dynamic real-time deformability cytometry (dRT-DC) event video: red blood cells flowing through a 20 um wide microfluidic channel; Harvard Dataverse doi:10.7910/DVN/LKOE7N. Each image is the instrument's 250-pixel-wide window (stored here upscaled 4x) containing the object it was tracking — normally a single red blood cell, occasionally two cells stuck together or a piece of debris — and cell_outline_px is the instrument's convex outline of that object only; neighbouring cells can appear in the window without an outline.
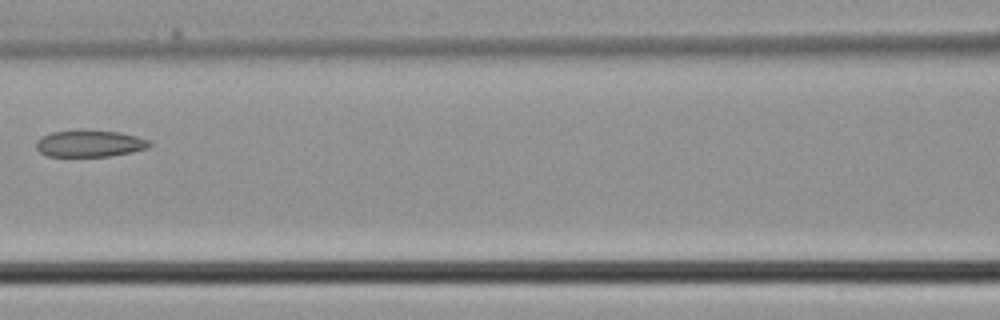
{"species": "common noctule bat (a hibernating species)", "species_latin": "Nyctalus noctula", "temperature_condition": "cold", "stored_images_in_passage": 5, "camera_frame_rate_fps": 3000, "um_per_image_px": 0.085, "animal": {"sex": "male", "body_mass_g": 21.5, "forearm_length_mm": 52.0}, "frame": {"image": 1, "passage_image": 5, "time_ms": 1.333, "image_size_px": [1000, 320], "cell_outline_px": [[152, 144], [148, 148], [132, 152], [108, 156], [48, 156], [40, 152], [36, 148], [36, 140], [40, 136], [52, 132], [80, 128], [84, 128], [120, 132], [136, 136], [148, 140]], "centroid_in_image_um": [7.59, 12.16], "position_along_channel_um": 159.0, "area_um2": 18.15}}